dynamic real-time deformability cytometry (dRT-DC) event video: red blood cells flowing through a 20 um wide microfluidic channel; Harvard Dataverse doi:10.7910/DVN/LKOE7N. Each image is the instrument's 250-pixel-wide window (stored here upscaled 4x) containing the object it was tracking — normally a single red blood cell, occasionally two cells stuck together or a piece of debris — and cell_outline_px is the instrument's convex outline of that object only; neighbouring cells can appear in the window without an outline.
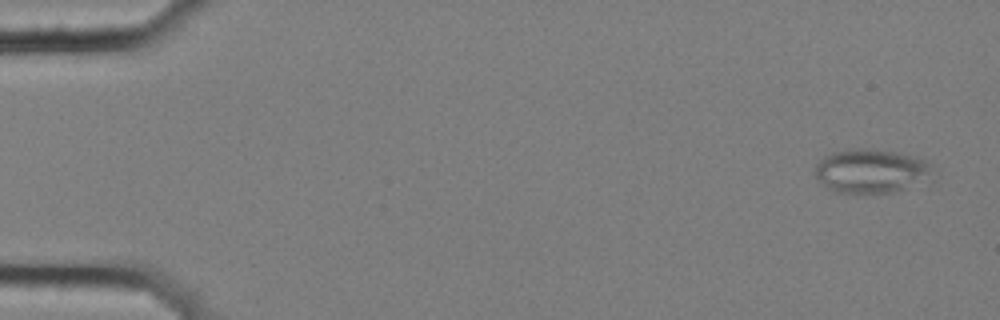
{"species": "common noctule bat (a hibernating species)", "species_latin": "Nyctalus noctula", "temperature_condition": "cold", "stored_images_in_passage": 15, "camera_frame_rate_fps": 3000, "um_per_image_px": 0.085, "animal": {"sex": "female", "body_mass_g": 25.1}, "frame": {"image": 1, "passage_image": 1, "time_ms": 0.0, "image_size_px": [1000, 320], "cell_outline_px": [[936, 180], [892, 192], [836, 192], [828, 188], [812, 172], [816, 164], [824, 156], [836, 152], [856, 148], [860, 148], [896, 152], [924, 160], [928, 164]], "centroid_in_image_um": [74.08, 14.55], "position_along_channel_um": 10.9, "area_um2": 30.0}}
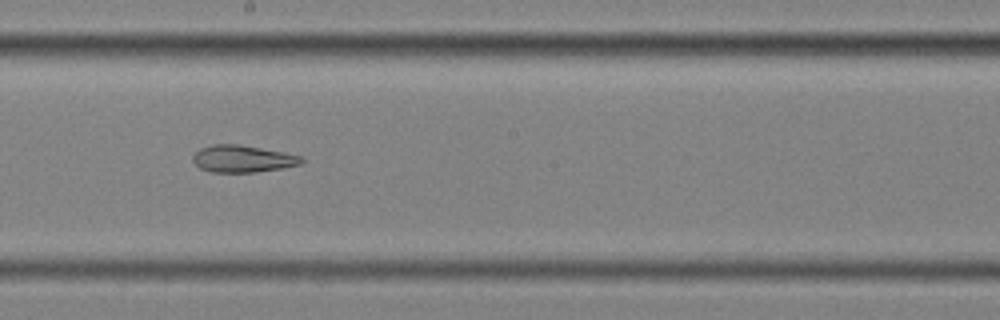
{"frame": {"image": 2, "passage_image": 9, "time_ms": 2.667, "image_size_px": [1000, 320], "cell_outline_px": [[304, 160], [300, 164], [284, 168], [256, 172], [212, 172], [200, 168], [192, 160], [192, 156], [200, 148], [212, 144], [240, 144], [284, 152], [300, 156]], "centroid_in_image_um": [20.61, 13.49], "position_along_channel_um": 227.6, "area_um2": 17.17}}
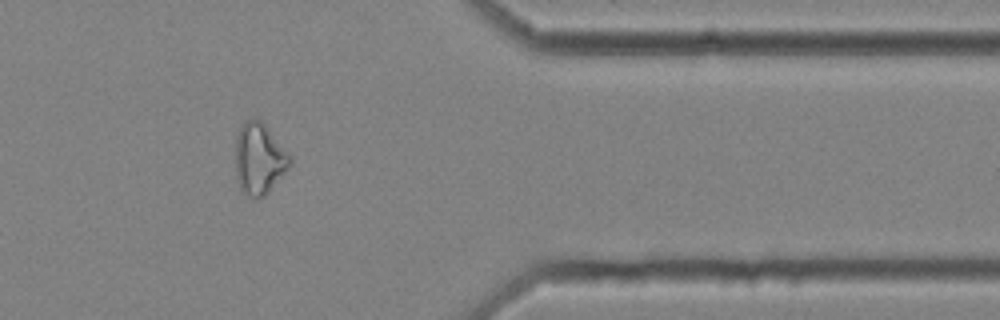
{"frame": {"image": 3, "passage_image": 13, "time_ms": 4.0, "image_size_px": [1000, 320], "cell_outline_px": [[292, 164], [268, 192], [264, 196], [256, 200], [248, 196], [240, 188], [236, 176], [236, 136], [244, 120], [260, 120], [268, 128], [292, 156]], "centroid_in_image_um": [22.04, 13.51], "position_along_channel_um": 389.4, "area_um2": 22.66}}